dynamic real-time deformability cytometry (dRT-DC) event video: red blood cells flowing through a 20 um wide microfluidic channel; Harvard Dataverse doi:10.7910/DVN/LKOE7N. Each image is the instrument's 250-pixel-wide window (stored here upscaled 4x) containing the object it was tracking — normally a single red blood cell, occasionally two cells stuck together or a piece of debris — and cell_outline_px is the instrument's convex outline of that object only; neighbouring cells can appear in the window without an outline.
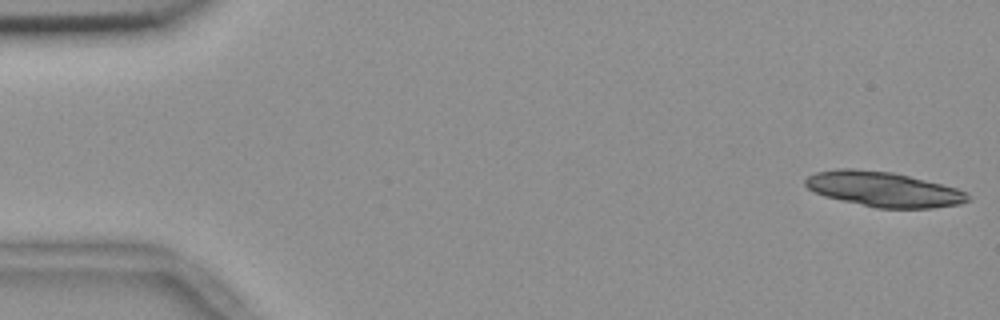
{"species": "common noctule bat (a hibernating species)", "species_latin": "Nyctalus noctula", "temperature_condition": "room temperature", "stored_images_in_passage": 19, "camera_frame_rate_fps": 3000, "um_per_image_px": 0.085, "animal": {"sex": "female", "body_mass_g": 18.4}, "frame": {"image": 1, "passage_image": 1, "time_ms": 0.0, "image_size_px": [1000, 320], "cell_outline_px": [[972, 200], [960, 204], [932, 208], [876, 208], [824, 196], [808, 188], [804, 184], [804, 180], [808, 176], [816, 172], [836, 168], [856, 168], [892, 172], [956, 188], [968, 192]], "centroid_in_image_um": [75.1, 16.08], "position_along_channel_um": 9.9, "area_um2": 33.18}}